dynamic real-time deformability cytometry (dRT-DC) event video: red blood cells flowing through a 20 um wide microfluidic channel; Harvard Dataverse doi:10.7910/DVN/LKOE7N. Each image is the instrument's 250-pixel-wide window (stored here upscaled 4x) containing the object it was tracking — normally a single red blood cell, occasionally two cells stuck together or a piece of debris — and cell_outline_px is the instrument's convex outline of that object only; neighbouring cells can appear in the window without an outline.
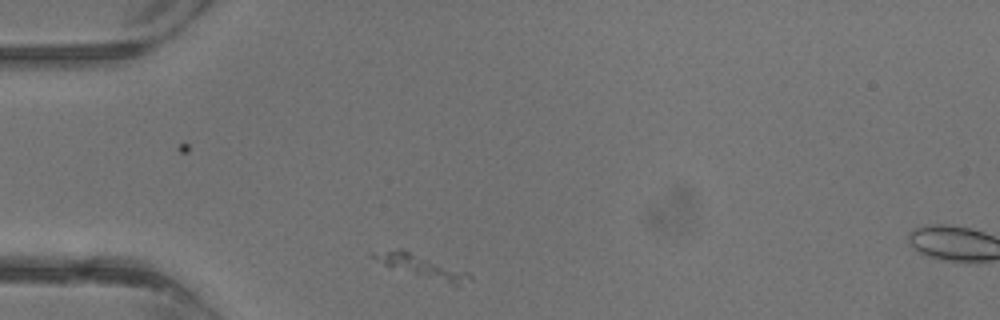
{"species": "common noctule bat (a hibernating species)", "species_latin": "Nyctalus noctula", "temperature_condition": "warm", "stored_images_in_passage": 3, "camera_frame_rate_fps": 3000, "um_per_image_px": 0.085, "animal": {"sex": "male", "body_mass_g": 13.3}, "frame": {"image": 1, "passage_image": 3, "time_ms": 0.667, "image_size_px": [1000, 320], "cell_outline_px": [[472, 280], [460, 284], [452, 284], [384, 264], [372, 256], [372, 252], [400, 248], [468, 272], [472, 276]], "centroid_in_image_um": [35.89, 22.6], "position_along_channel_um": 49.1, "area_um2": 11.79}}